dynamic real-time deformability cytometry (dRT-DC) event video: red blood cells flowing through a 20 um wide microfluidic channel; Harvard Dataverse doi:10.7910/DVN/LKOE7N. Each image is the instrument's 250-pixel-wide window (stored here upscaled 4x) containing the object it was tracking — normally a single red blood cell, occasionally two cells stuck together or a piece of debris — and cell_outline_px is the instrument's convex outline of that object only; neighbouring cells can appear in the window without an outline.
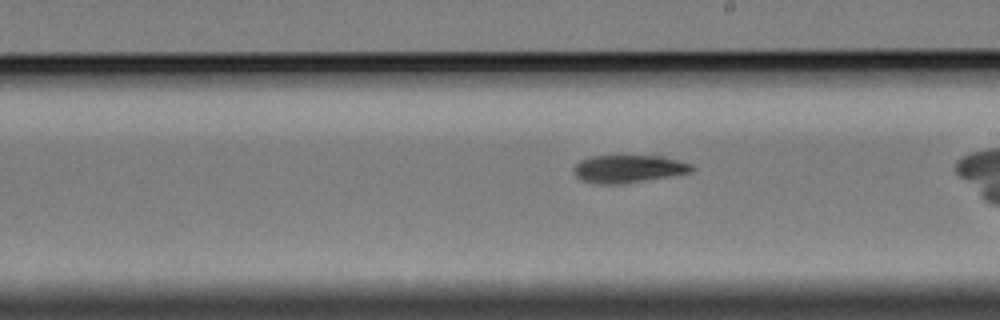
{"species": "Egyptian fruit bat (a non-hibernating species)", "species_latin": "Rousettus aegyptiacus", "temperature_condition": "cold", "stored_images_in_passage": 45, "camera_frame_rate_fps": 3000, "um_per_image_px": 0.085, "animal": {"sex": "female"}, "frame": {"image": 1, "passage_image": 32, "time_ms": 10.333, "image_size_px": [1000, 320], "cell_outline_px": [[696, 168], [688, 172], [668, 176], [620, 184], [596, 184], [580, 180], [576, 176], [572, 168], [580, 160], [592, 156], [664, 156], [692, 164]], "centroid_in_image_um": [53.37, 14.35], "position_along_channel_um": 235.6, "area_um2": 18.96}}